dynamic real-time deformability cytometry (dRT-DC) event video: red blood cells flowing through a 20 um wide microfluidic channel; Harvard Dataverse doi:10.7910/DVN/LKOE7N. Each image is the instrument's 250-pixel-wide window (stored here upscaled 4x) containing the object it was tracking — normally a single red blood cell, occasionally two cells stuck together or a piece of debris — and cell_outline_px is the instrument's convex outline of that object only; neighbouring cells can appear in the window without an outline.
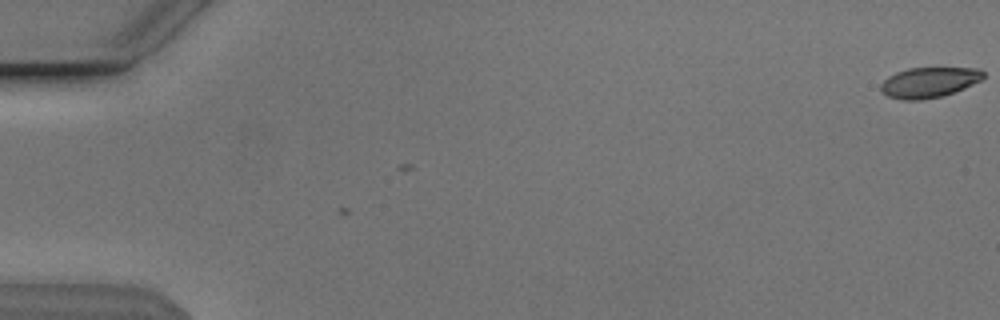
{"species": "Egyptian fruit bat (a non-hibernating species)", "species_latin": "Rousettus aegyptiacus", "temperature_condition": "cold", "stored_images_in_passage": 3, "camera_frame_rate_fps": 3000, "um_per_image_px": 0.085, "animal": {"sex": "male"}, "frame": {"image": 1, "passage_image": 1, "time_ms": 0.0, "image_size_px": [1000, 320], "cell_outline_px": [[984, 76], [980, 80], [964, 88], [944, 96], [920, 100], [900, 100], [888, 96], [880, 88], [880, 84], [888, 76], [896, 72], [908, 68], [980, 68], [984, 72]], "centroid_in_image_um": [78.96, 7.0], "position_along_channel_um": 6.0, "area_um2": 18.15}}